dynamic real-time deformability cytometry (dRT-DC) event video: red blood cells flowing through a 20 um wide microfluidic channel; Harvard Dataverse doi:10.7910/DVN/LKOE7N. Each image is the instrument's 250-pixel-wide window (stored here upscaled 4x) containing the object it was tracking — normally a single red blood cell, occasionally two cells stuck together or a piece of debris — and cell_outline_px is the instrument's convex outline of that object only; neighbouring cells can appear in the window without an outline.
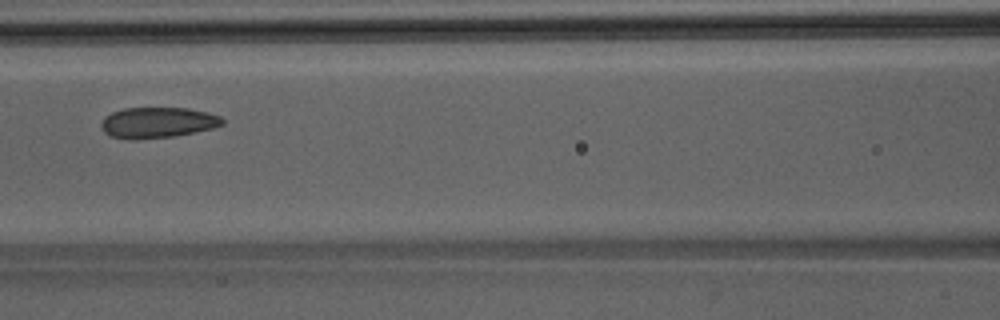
{"species": "Egyptian fruit bat (a non-hibernating species)", "species_latin": "Rousettus aegyptiacus", "temperature_condition": "room temperature", "stored_images_in_passage": 28, "camera_frame_rate_fps": 3000, "um_per_image_px": 0.085, "animal": {"sex": "male"}, "frame": {"image": 1, "passage_image": 12, "time_ms": 3.667, "image_size_px": [1000, 320], "cell_outline_px": [[224, 124], [212, 128], [172, 136], [132, 140], [108, 136], [104, 132], [100, 124], [104, 116], [112, 112], [124, 108], [188, 108], [208, 112], [220, 116], [224, 120]], "centroid_in_image_um": [13.36, 10.41], "position_along_channel_um": 153.2, "area_um2": 21.73}}
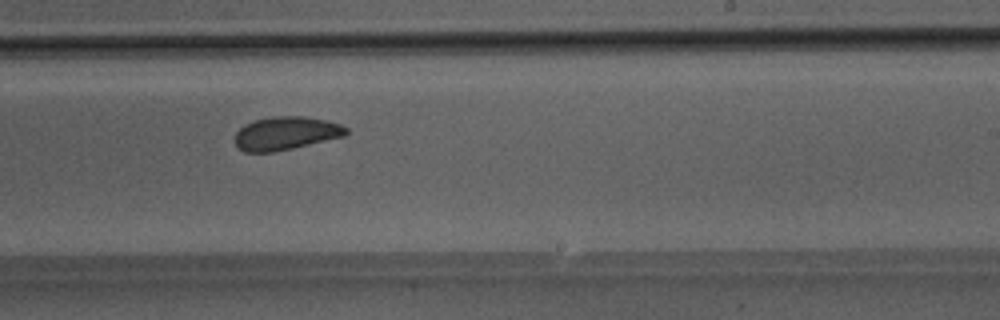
{"frame": {"image": 2, "passage_image": 20, "time_ms": 6.333, "image_size_px": [1000, 320], "cell_outline_px": [[348, 132], [344, 136], [292, 148], [272, 152], [244, 152], [236, 148], [236, 132], [244, 124], [256, 120], [272, 116], [304, 116], [324, 120], [340, 124], [348, 128]], "centroid_in_image_um": [24.28, 11.33], "position_along_channel_um": 264.7, "area_um2": 21.44}}
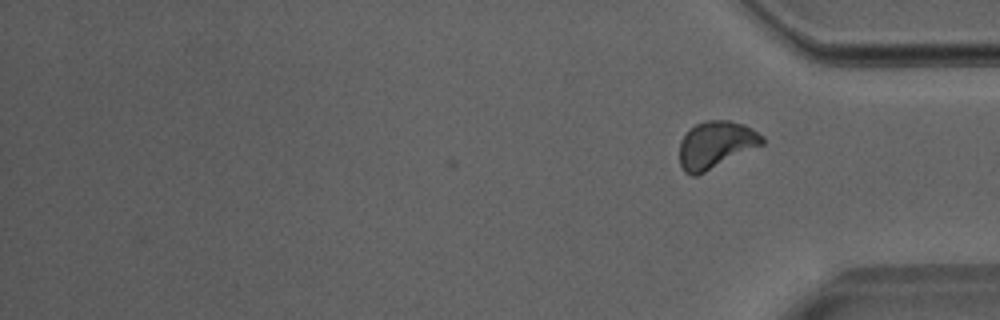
{"frame": {"image": 3, "passage_image": 28, "time_ms": 9.0, "image_size_px": [1000, 320], "cell_outline_px": [[764, 144], [696, 176], [692, 176], [684, 172], [680, 164], [680, 140], [696, 124], [704, 120], [728, 120], [744, 124], [764, 136]], "centroid_in_image_um": [60.85, 12.3], "position_along_channel_um": 374.4, "area_um2": 22.6}}